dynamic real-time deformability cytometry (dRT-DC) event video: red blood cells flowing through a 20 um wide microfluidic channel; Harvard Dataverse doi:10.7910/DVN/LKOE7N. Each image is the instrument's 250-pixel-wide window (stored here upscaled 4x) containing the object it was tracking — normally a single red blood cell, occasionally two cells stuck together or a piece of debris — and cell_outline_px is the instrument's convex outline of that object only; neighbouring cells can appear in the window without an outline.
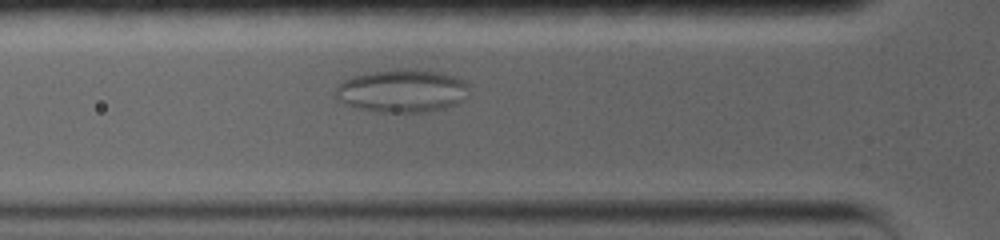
{"species": "common noctule bat (a hibernating species)", "species_latin": "Nyctalus noctula", "temperature_condition": "warm", "stored_images_in_passage": 29, "camera_frame_rate_fps": 5000, "um_per_image_px": 0.085, "animal": {"sex": "female", "body_mass_g": 19.0, "forearm_length_mm": 56.7}, "frame": {"image": 1, "passage_image": 3, "time_ms": 0.4, "image_size_px": [1000, 240], "cell_outline_px": [[468, 88], [464, 100], [456, 104], [444, 108], [424, 112], [376, 112], [356, 108], [336, 100], [336, 88], [344, 80], [352, 76], [376, 72], [440, 72], [456, 76], [464, 80], [468, 84]], "centroid_in_image_um": [34.18, 7.78], "position_along_channel_um": 91.6, "area_um2": 32.54}}
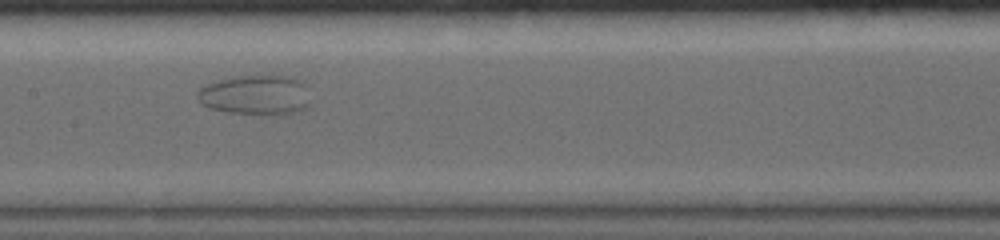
{"frame": {"image": 2, "passage_image": 9, "time_ms": 1.6, "image_size_px": [1000, 240], "cell_outline_px": [[312, 104], [308, 108], [284, 116], [280, 116], [228, 112], [208, 108], [200, 104], [196, 96], [196, 92], [200, 88], [208, 84], [220, 80], [240, 76], [296, 76], [304, 80], [308, 84]], "centroid_in_image_um": [21.85, 8.1], "position_along_channel_um": 185.6, "area_um2": 27.28}}
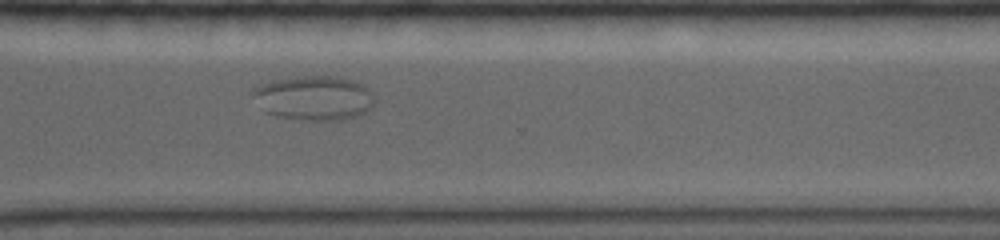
{"frame": {"image": 3, "passage_image": 18, "time_ms": 3.4, "image_size_px": [1000, 240], "cell_outline_px": [[376, 100], [372, 108], [368, 112], [344, 120], [308, 120], [276, 116], [264, 112], [252, 96], [252, 88], [260, 84], [272, 80], [296, 76], [336, 76], [352, 80], [368, 88], [372, 92]], "centroid_in_image_um": [26.69, 8.33], "position_along_channel_um": 343.9, "area_um2": 32.02}}